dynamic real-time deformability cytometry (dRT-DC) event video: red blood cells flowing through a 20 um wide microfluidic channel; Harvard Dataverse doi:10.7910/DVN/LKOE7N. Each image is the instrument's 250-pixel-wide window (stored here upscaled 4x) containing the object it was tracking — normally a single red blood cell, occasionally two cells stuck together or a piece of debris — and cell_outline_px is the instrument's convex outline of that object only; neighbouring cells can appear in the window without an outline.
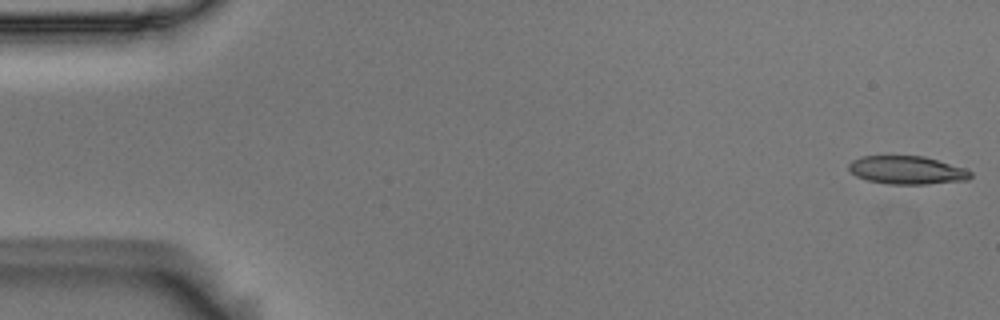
{"species": "Egyptian fruit bat (a non-hibernating species)", "species_latin": "Rousettus aegyptiacus", "temperature_condition": "room temperature", "stored_images_in_passage": 54, "camera_frame_rate_fps": 3000, "um_per_image_px": 0.085, "animal": {"sex": "male"}, "frame": {"image": 1, "passage_image": 1, "time_ms": 0.0, "image_size_px": [1000, 320], "cell_outline_px": [[972, 176], [968, 180], [928, 184], [888, 184], [868, 180], [856, 176], [848, 168], [848, 164], [852, 160], [864, 156], [924, 156], [964, 168], [972, 172]], "centroid_in_image_um": [77.1, 14.46], "position_along_channel_um": 7.9, "area_um2": 19.94}}
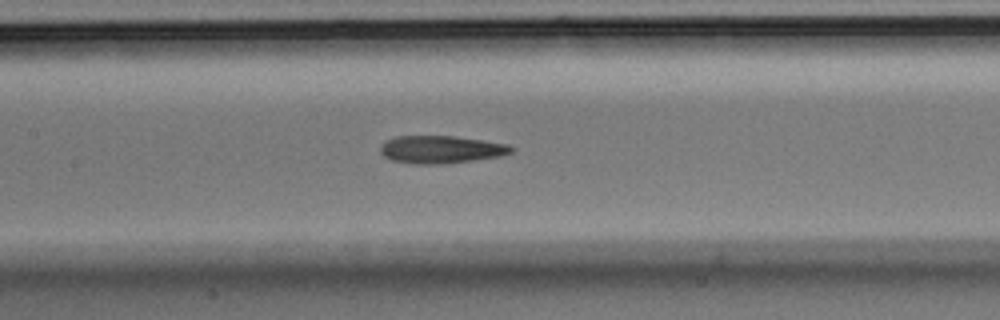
{"frame": {"image": 2, "passage_image": 25, "time_ms": 8.0, "image_size_px": [1000, 320], "cell_outline_px": [[516, 148], [512, 152], [500, 156], [472, 160], [440, 164], [412, 164], [392, 160], [384, 156], [380, 152], [380, 148], [384, 140], [396, 136], [456, 136], [484, 140], [508, 144]], "centroid_in_image_um": [37.48, 12.7], "position_along_channel_um": 169.9, "area_um2": 21.21}}
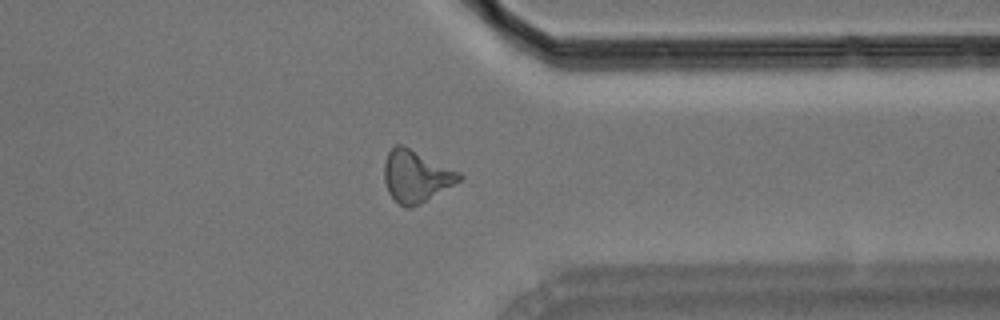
{"frame": {"image": 3, "passage_image": 42, "time_ms": 13.667, "image_size_px": [1000, 320], "cell_outline_px": [[464, 176], [460, 180], [420, 204], [412, 208], [404, 208], [388, 192], [384, 180], [384, 164], [388, 152], [396, 144], [404, 144], [460, 172]], "centroid_in_image_um": [35.35, 14.96], "position_along_channel_um": 376.1, "area_um2": 22.66}, "authors_computed_cell_mechanics": {"area_um2": 21.0681, "velocity_mm_per_s": 3.7195, "shape_relaxation_time_tau1_ms": 7.2196, "shape_relaxation_time_tau2_ms": 3.8189, "deformation_change_tau1": 0.2042, "deformation_change_tau2": 0.1585}}